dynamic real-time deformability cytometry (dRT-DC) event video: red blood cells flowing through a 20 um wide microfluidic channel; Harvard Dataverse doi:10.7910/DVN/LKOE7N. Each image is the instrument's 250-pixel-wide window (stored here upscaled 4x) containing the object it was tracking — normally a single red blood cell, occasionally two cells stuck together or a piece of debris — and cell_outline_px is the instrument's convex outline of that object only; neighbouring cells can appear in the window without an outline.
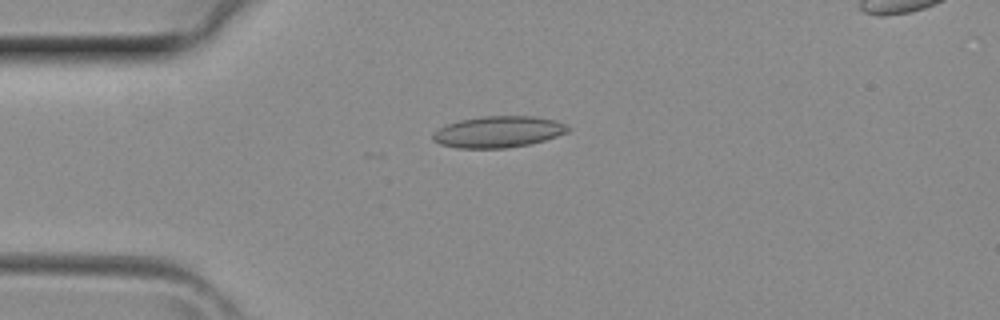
{"species": "common noctule bat (a hibernating species)", "species_latin": "Nyctalus noctula", "temperature_condition": "room temperature", "stored_images_in_passage": 2, "camera_frame_rate_fps": 3000, "um_per_image_px": 0.085, "animal": {"sex": "female", "body_mass_g": 29.2, "forearm_length_mm": 56.3}, "frame": {"image": 1, "passage_image": 1, "time_ms": 0.0, "image_size_px": [1000, 320], "cell_outline_px": [[572, 128], [568, 132], [544, 140], [528, 144], [504, 148], [456, 148], [440, 144], [432, 140], [432, 132], [448, 124], [460, 120], [480, 116], [532, 116], [556, 120]], "centroid_in_image_um": [42.34, 11.2], "position_along_channel_um": 42.7, "area_um2": 24.68}}